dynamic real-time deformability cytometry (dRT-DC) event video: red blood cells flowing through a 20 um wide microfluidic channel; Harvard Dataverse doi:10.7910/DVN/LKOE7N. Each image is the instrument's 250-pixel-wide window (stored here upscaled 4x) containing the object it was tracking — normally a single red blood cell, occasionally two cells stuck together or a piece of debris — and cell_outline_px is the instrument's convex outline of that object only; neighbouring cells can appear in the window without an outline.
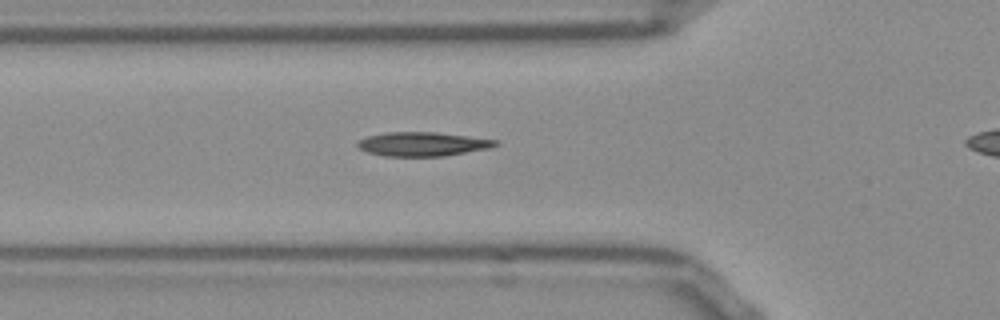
{"species": "Egyptian fruit bat (a non-hibernating species)", "species_latin": "Rousettus aegyptiacus", "temperature_condition": "room temperature", "stored_images_in_passage": 36, "camera_frame_rate_fps": 3000, "um_per_image_px": 0.085, "frame": {"image": 1, "passage_image": 11, "time_ms": 3.333, "image_size_px": [1000, 320], "cell_outline_px": [[500, 144], [492, 148], [444, 156], [388, 156], [368, 152], [360, 148], [356, 144], [356, 140], [368, 136], [388, 132], [436, 132], [500, 140]], "centroid_in_image_um": [35.98, 12.24], "position_along_channel_um": 89.8, "area_um2": 19.42}}
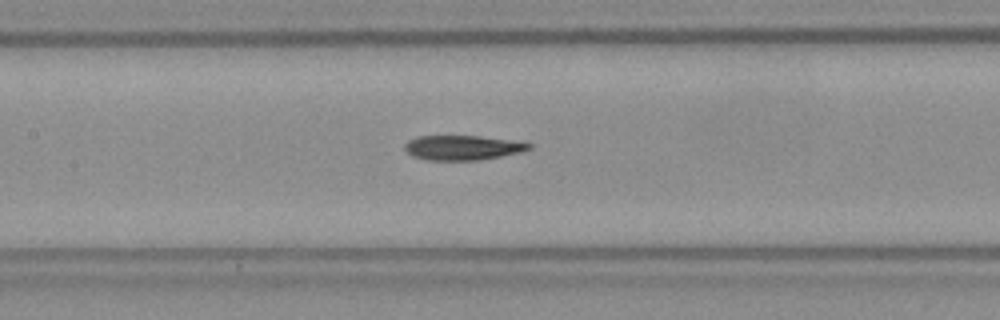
{"frame": {"image": 2, "passage_image": 17, "time_ms": 5.333, "image_size_px": [1000, 320], "cell_outline_px": [[532, 148], [520, 152], [480, 160], [428, 160], [412, 156], [404, 148], [404, 144], [408, 140], [416, 136], [480, 136], [508, 140], [532, 144]], "centroid_in_image_um": [39.27, 12.55], "position_along_channel_um": 168.1, "area_um2": 17.74}}
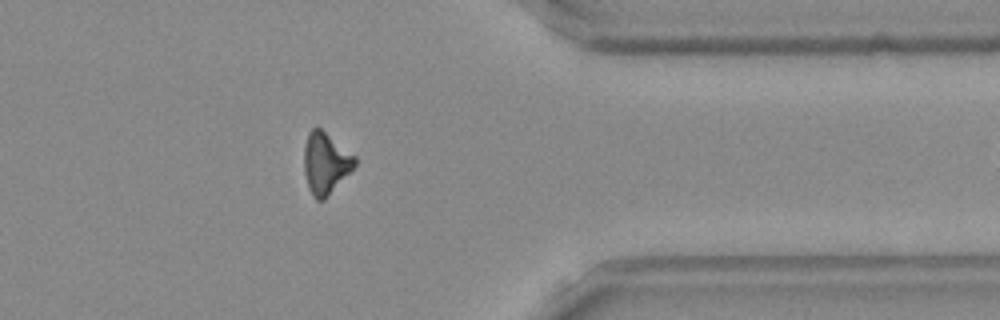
{"frame": {"image": 3, "passage_image": 35, "time_ms": 11.333, "image_size_px": [1000, 320], "cell_outline_px": [[356, 164], [324, 200], [316, 200], [312, 196], [308, 188], [304, 172], [304, 144], [308, 132], [312, 128], [320, 128], [356, 156]], "centroid_in_image_um": [27.64, 13.86], "position_along_channel_um": 383.8, "area_um2": 18.03}}